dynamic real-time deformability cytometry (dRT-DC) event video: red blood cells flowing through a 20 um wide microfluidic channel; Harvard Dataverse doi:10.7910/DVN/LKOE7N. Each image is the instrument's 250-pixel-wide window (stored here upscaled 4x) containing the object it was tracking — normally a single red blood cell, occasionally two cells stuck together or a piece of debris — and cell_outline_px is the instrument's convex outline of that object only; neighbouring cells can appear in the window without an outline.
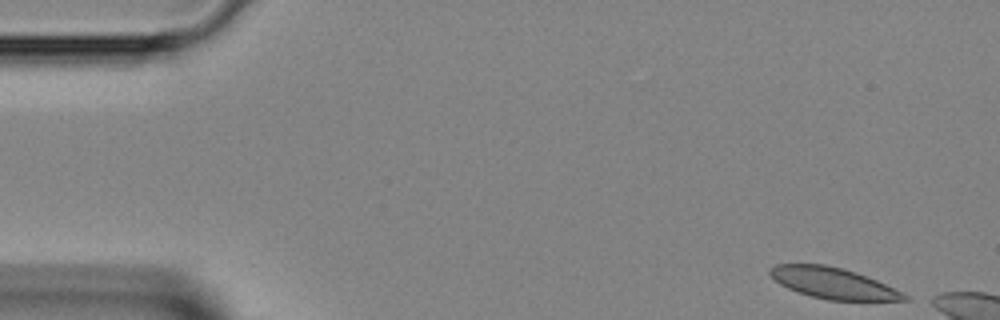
{"species": "Egyptian fruit bat (a non-hibernating species)", "species_latin": "Rousettus aegyptiacus", "temperature_condition": "room temperature", "stored_images_in_passage": 6, "camera_frame_rate_fps": 3000, "um_per_image_px": 0.085, "animal": {"sex": "female"}, "frame": {"image": 1, "passage_image": 1, "time_ms": 0.0, "image_size_px": [1000, 320], "cell_outline_px": [[912, 300], [828, 300], [796, 292], [780, 284], [768, 272], [776, 264], [824, 264], [844, 268], [868, 276], [908, 296]], "centroid_in_image_um": [70.8, 24.06], "position_along_channel_um": 14.2, "area_um2": 23.99}}